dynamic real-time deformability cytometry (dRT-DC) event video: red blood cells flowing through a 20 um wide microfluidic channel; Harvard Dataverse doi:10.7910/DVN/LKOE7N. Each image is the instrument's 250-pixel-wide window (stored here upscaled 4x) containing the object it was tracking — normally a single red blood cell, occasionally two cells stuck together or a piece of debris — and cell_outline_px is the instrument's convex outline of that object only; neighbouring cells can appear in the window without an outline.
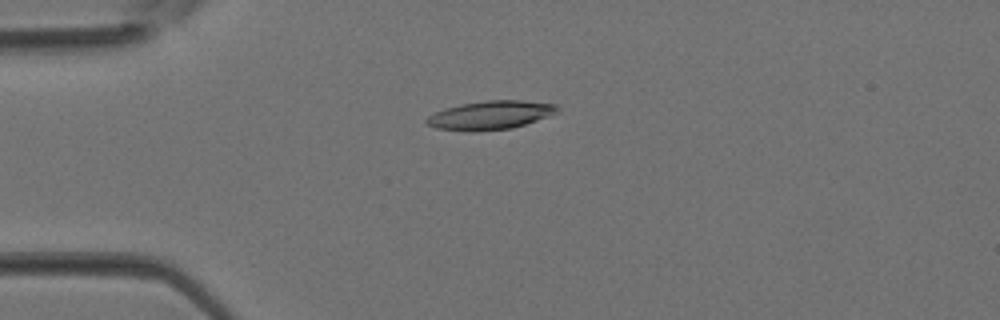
{"species": "Egyptian fruit bat (a non-hibernating species)", "species_latin": "Rousettus aegyptiacus", "temperature_condition": "room temperature", "stored_images_in_passage": 34, "camera_frame_rate_fps": 3000, "um_per_image_px": 0.085, "animal": {"sex": "female"}, "frame": {"image": 1, "passage_image": 6, "time_ms": 1.667, "image_size_px": [1000, 320], "cell_outline_px": [[560, 108], [556, 112], [548, 116], [512, 128], [476, 132], [472, 132], [436, 128], [428, 124], [424, 120], [428, 116], [436, 112], [460, 104], [488, 100], [524, 100], [556, 104]], "centroid_in_image_um": [41.69, 9.79], "position_along_channel_um": 43.3, "area_um2": 21.73}}
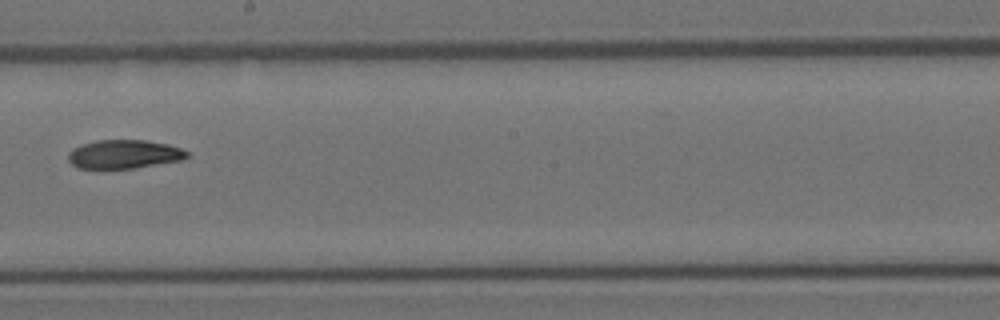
{"frame": {"image": 2, "passage_image": 18, "time_ms": 5.667, "image_size_px": [1000, 320], "cell_outline_px": [[188, 156], [180, 160], [132, 168], [76, 168], [68, 160], [68, 152], [72, 148], [96, 140], [144, 140], [168, 144], [180, 148], [188, 152]], "centroid_in_image_um": [10.5, 13.1], "position_along_channel_um": 237.7, "area_um2": 19.65}}
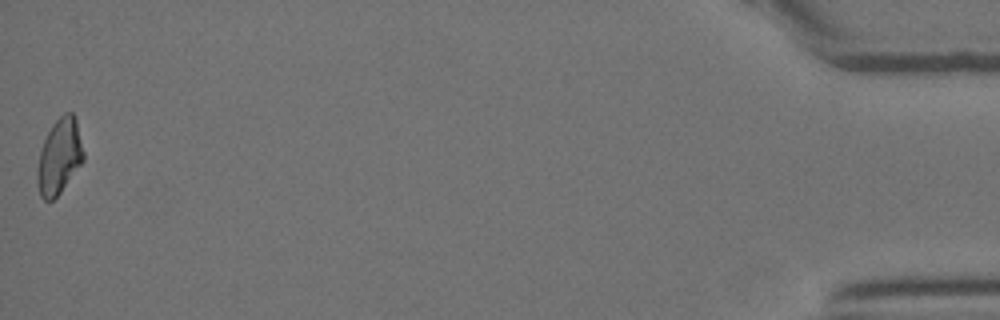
{"frame": {"image": 3, "passage_image": 34, "time_ms": 11.0, "image_size_px": [1000, 320], "cell_outline_px": [[84, 160], [60, 192], [52, 200], [44, 200], [40, 196], [36, 184], [36, 172], [40, 148], [52, 124], [64, 112], [72, 112], [76, 120], [84, 152]], "centroid_in_image_um": [5.02, 13.3], "position_along_channel_um": 430.2, "area_um2": 20.29}}